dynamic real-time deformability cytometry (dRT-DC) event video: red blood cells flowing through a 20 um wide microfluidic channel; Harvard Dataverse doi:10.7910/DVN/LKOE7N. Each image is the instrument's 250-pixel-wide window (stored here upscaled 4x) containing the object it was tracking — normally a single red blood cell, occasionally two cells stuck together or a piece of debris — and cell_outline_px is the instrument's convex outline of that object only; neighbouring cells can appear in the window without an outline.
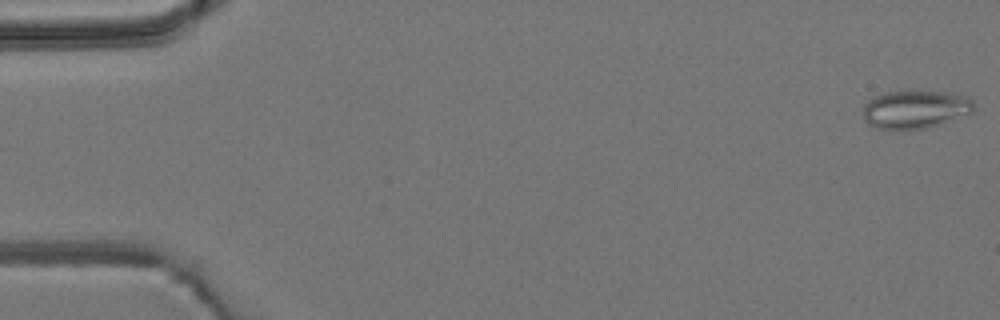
{"species": "common noctule bat (a hibernating species)", "species_latin": "Nyctalus noctula", "temperature_condition": "room temperature", "stored_images_in_passage": 4, "camera_frame_rate_fps": 3000, "um_per_image_px": 0.085, "animal": {"sex": "male", "body_mass_g": 19.2, "forearm_length_mm": 51.8}, "frame": {"image": 1, "passage_image": 1, "time_ms": 0.0, "image_size_px": [1000, 320], "cell_outline_px": [[976, 108], [972, 112], [940, 124], [924, 128], [872, 128], [864, 120], [864, 104], [872, 96], [884, 92], [912, 88], [940, 92], [964, 96], [972, 100]], "centroid_in_image_um": [77.75, 9.24], "position_along_channel_um": 7.3, "area_um2": 24.97}}